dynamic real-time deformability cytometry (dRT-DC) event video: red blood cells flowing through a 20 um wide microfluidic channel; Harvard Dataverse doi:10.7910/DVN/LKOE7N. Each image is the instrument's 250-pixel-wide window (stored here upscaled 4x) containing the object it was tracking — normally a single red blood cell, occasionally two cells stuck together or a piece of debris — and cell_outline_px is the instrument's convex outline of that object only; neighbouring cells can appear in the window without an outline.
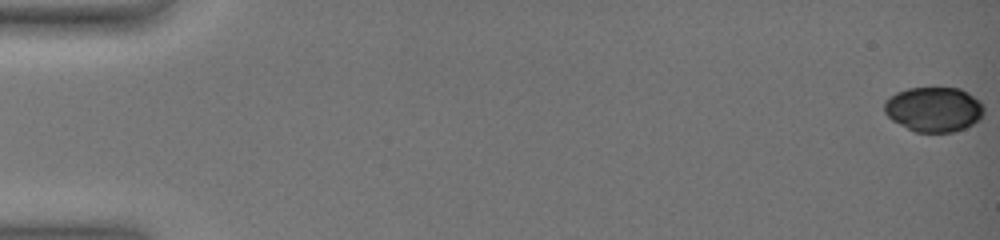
{"species": "common noctule bat (a hibernating species)", "species_latin": "Nyctalus noctula", "temperature_condition": "warm", "stored_images_in_passage": 37, "camera_frame_rate_fps": 3000, "um_per_image_px": 0.085, "animal": {"sex": "female", "body_mass_g": 19.0, "forearm_length_mm": 51.5}, "frame": {"image": 1, "passage_image": 1, "time_ms": 0.0, "image_size_px": [1000, 240], "cell_outline_px": [[984, 112], [980, 120], [964, 128], [952, 132], [916, 132], [892, 120], [884, 112], [884, 100], [896, 92], [908, 88], [960, 88], [968, 92], [980, 100], [984, 104]], "centroid_in_image_um": [79.39, 9.28], "position_along_channel_um": 5.6, "area_um2": 26.18}}
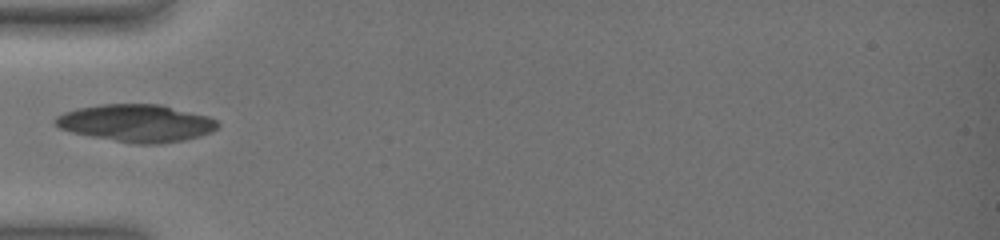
{"frame": {"image": 2, "passage_image": 13, "time_ms": 7.0, "image_size_px": [1000, 240], "cell_outline_px": [[220, 124], [212, 132], [200, 136], [184, 140], [156, 144], [136, 144], [92, 136], [72, 132], [60, 128], [52, 120], [56, 116], [64, 112], [76, 108], [100, 104], [160, 104], [208, 116], [216, 120]], "centroid_in_image_um": [11.59, 10.46], "position_along_channel_um": 73.4, "area_um2": 35.32}}
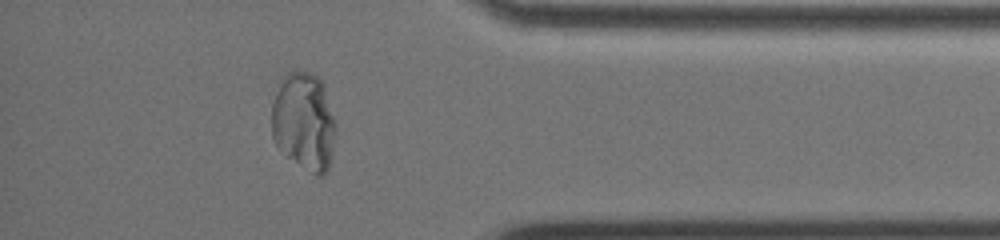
{"frame": {"image": 3, "passage_image": 33, "time_ms": 16.667, "image_size_px": [1000, 240], "cell_outline_px": [[336, 136], [328, 172], [324, 176], [316, 176], [288, 156], [276, 144], [272, 136], [272, 104], [276, 92], [284, 76], [292, 68], [312, 72], [320, 80], [324, 88], [336, 124]], "centroid_in_image_um": [25.86, 10.32], "position_along_channel_um": 409.3, "area_um2": 36.76}}